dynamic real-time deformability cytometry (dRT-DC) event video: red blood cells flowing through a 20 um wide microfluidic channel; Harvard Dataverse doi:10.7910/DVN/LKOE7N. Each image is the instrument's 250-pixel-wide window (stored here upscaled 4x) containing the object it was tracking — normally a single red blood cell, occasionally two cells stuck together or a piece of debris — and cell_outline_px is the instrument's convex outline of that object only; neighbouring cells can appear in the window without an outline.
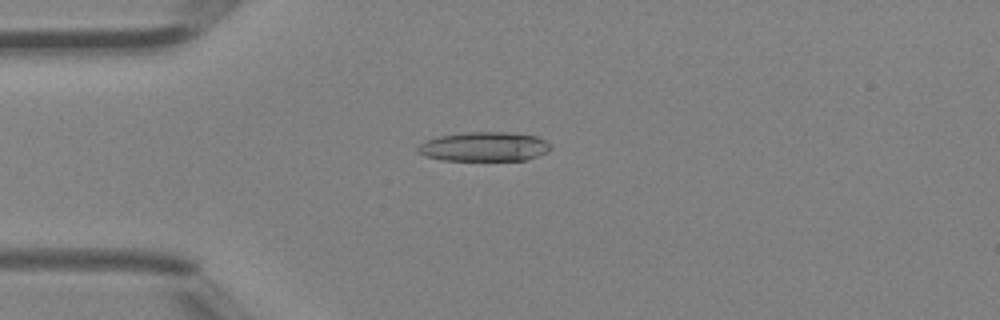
{"species": "Egyptian fruit bat (a non-hibernating species)", "species_latin": "Rousettus aegyptiacus", "temperature_condition": "room temperature", "stored_images_in_passage": 4, "camera_frame_rate_fps": 3000, "um_per_image_px": 0.085, "animal": {"sex": "female"}, "frame": {"image": 1, "passage_image": 3, "time_ms": 0.667, "image_size_px": [1000, 320], "cell_outline_px": [[552, 148], [548, 152], [524, 160], [444, 160], [424, 156], [416, 152], [416, 148], [420, 144], [428, 140], [440, 136], [464, 132], [508, 132], [536, 136], [552, 144]], "centroid_in_image_um": [41.16, 12.46], "position_along_channel_um": 43.8, "area_um2": 22.72}}